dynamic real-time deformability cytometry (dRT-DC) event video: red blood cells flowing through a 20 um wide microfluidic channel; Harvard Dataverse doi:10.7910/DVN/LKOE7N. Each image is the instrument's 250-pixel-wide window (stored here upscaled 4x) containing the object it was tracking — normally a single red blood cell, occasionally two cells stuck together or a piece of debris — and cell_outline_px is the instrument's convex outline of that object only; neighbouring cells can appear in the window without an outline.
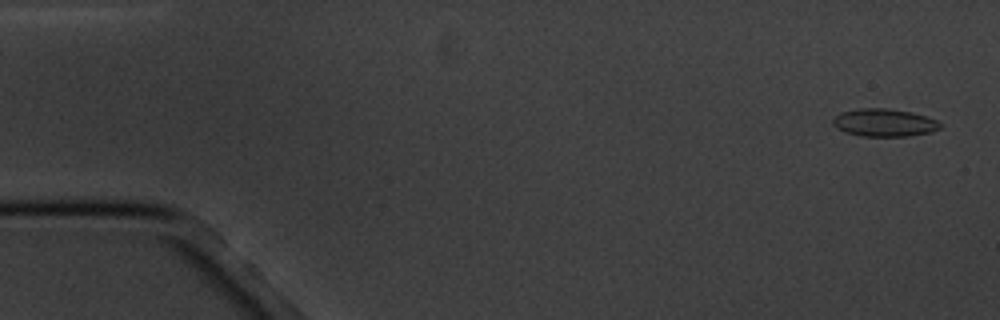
{"species": "common noctule bat (a hibernating species)", "species_latin": "Nyctalus noctula", "temperature_condition": "cold", "stored_images_in_passage": 5, "camera_frame_rate_fps": 3000, "um_per_image_px": 0.085, "animal": {"sex": "male", "body_mass_g": 20.1, "forearm_length_mm": 53.5}, "frame": {"image": 1, "passage_image": 1, "time_ms": 0.0, "image_size_px": [1000, 320], "cell_outline_px": [[940, 128], [932, 132], [908, 136], [864, 136], [844, 132], [836, 128], [832, 124], [832, 120], [840, 112], [856, 108], [888, 108], [912, 112], [936, 120], [940, 124]], "centroid_in_image_um": [75.12, 10.42], "position_along_channel_um": 9.9, "area_um2": 17.4}}
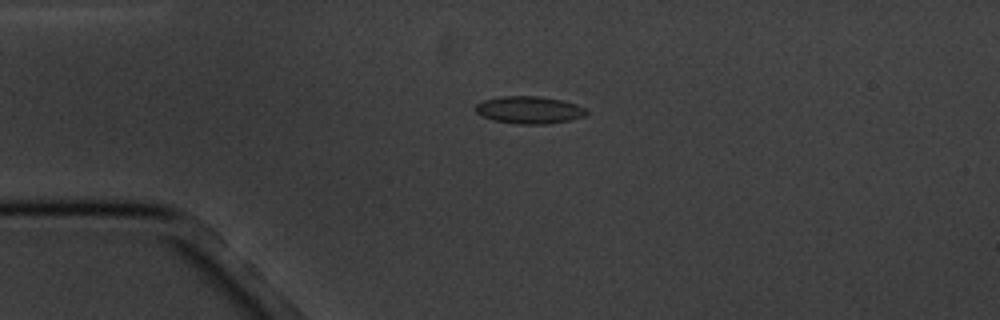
{"frame": {"image": 2, "passage_image": 4, "time_ms": 3.667, "image_size_px": [1000, 320], "cell_outline_px": [[588, 112], [584, 116], [572, 120], [548, 124], [516, 124], [492, 120], [480, 116], [472, 108], [476, 104], [484, 100], [500, 96], [540, 96], [560, 100], [576, 104], [584, 108]], "centroid_in_image_um": [44.93, 9.35], "position_along_channel_um": 40.1, "area_um2": 17.92}}